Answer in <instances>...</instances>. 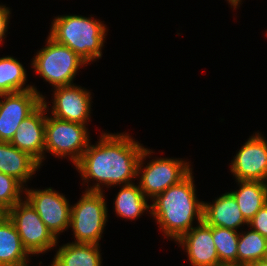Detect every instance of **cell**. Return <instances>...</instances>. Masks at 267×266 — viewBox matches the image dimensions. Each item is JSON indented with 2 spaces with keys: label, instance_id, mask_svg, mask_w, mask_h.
I'll use <instances>...</instances> for the list:
<instances>
[{
  "label": "cell",
  "instance_id": "1",
  "mask_svg": "<svg viewBox=\"0 0 267 266\" xmlns=\"http://www.w3.org/2000/svg\"><path fill=\"white\" fill-rule=\"evenodd\" d=\"M99 138L95 145L89 144L74 165L82 176L83 185L90 180L97 182L90 188L88 183L86 191L102 192V185L109 188L133 183L132 179L138 178L137 168L143 145L128 133H102Z\"/></svg>",
  "mask_w": 267,
  "mask_h": 266
},
{
  "label": "cell",
  "instance_id": "2",
  "mask_svg": "<svg viewBox=\"0 0 267 266\" xmlns=\"http://www.w3.org/2000/svg\"><path fill=\"white\" fill-rule=\"evenodd\" d=\"M192 173L157 195L150 204L151 216L165 236L175 242L190 231L195 217L198 224L203 221V201L196 197Z\"/></svg>",
  "mask_w": 267,
  "mask_h": 266
},
{
  "label": "cell",
  "instance_id": "3",
  "mask_svg": "<svg viewBox=\"0 0 267 266\" xmlns=\"http://www.w3.org/2000/svg\"><path fill=\"white\" fill-rule=\"evenodd\" d=\"M49 37L69 47L88 64L102 57L107 28L102 21L79 15L57 16L52 21Z\"/></svg>",
  "mask_w": 267,
  "mask_h": 266
},
{
  "label": "cell",
  "instance_id": "4",
  "mask_svg": "<svg viewBox=\"0 0 267 266\" xmlns=\"http://www.w3.org/2000/svg\"><path fill=\"white\" fill-rule=\"evenodd\" d=\"M47 45L32 60L34 72L54 87L72 85L81 66L88 64L69 47L55 42L48 36Z\"/></svg>",
  "mask_w": 267,
  "mask_h": 266
},
{
  "label": "cell",
  "instance_id": "5",
  "mask_svg": "<svg viewBox=\"0 0 267 266\" xmlns=\"http://www.w3.org/2000/svg\"><path fill=\"white\" fill-rule=\"evenodd\" d=\"M103 192L85 190L79 201L71 206L69 227L76 238L74 243L99 245L108 221V209Z\"/></svg>",
  "mask_w": 267,
  "mask_h": 266
},
{
  "label": "cell",
  "instance_id": "6",
  "mask_svg": "<svg viewBox=\"0 0 267 266\" xmlns=\"http://www.w3.org/2000/svg\"><path fill=\"white\" fill-rule=\"evenodd\" d=\"M153 151L144 148L141 154L137 177L139 176V188L147 198L153 200L157 195L163 193L168 187L179 183L191 171L189 162L172 158H156L150 160L145 167L143 161ZM144 169H143V168Z\"/></svg>",
  "mask_w": 267,
  "mask_h": 266
},
{
  "label": "cell",
  "instance_id": "7",
  "mask_svg": "<svg viewBox=\"0 0 267 266\" xmlns=\"http://www.w3.org/2000/svg\"><path fill=\"white\" fill-rule=\"evenodd\" d=\"M85 124L46 115L45 150L58 158L69 157L75 165L90 144Z\"/></svg>",
  "mask_w": 267,
  "mask_h": 266
},
{
  "label": "cell",
  "instance_id": "8",
  "mask_svg": "<svg viewBox=\"0 0 267 266\" xmlns=\"http://www.w3.org/2000/svg\"><path fill=\"white\" fill-rule=\"evenodd\" d=\"M17 230L23 247L31 255L57 246L58 239L47 228L33 206L24 198L5 213Z\"/></svg>",
  "mask_w": 267,
  "mask_h": 266
},
{
  "label": "cell",
  "instance_id": "9",
  "mask_svg": "<svg viewBox=\"0 0 267 266\" xmlns=\"http://www.w3.org/2000/svg\"><path fill=\"white\" fill-rule=\"evenodd\" d=\"M25 199L33 206L47 228L58 239L70 226L71 205L65 195L52 187L46 189L24 188Z\"/></svg>",
  "mask_w": 267,
  "mask_h": 266
},
{
  "label": "cell",
  "instance_id": "10",
  "mask_svg": "<svg viewBox=\"0 0 267 266\" xmlns=\"http://www.w3.org/2000/svg\"><path fill=\"white\" fill-rule=\"evenodd\" d=\"M0 98V141L10 142L23 119L42 103V97L31 89L0 94Z\"/></svg>",
  "mask_w": 267,
  "mask_h": 266
},
{
  "label": "cell",
  "instance_id": "11",
  "mask_svg": "<svg viewBox=\"0 0 267 266\" xmlns=\"http://www.w3.org/2000/svg\"><path fill=\"white\" fill-rule=\"evenodd\" d=\"M258 132L245 142L231 163L235 179L267 183V140Z\"/></svg>",
  "mask_w": 267,
  "mask_h": 266
},
{
  "label": "cell",
  "instance_id": "12",
  "mask_svg": "<svg viewBox=\"0 0 267 266\" xmlns=\"http://www.w3.org/2000/svg\"><path fill=\"white\" fill-rule=\"evenodd\" d=\"M45 97L42 103L19 125L10 143L19 150L29 153L42 166L45 159V124L49 106Z\"/></svg>",
  "mask_w": 267,
  "mask_h": 266
},
{
  "label": "cell",
  "instance_id": "13",
  "mask_svg": "<svg viewBox=\"0 0 267 266\" xmlns=\"http://www.w3.org/2000/svg\"><path fill=\"white\" fill-rule=\"evenodd\" d=\"M91 92L77 85L54 88L53 117L87 125L91 114Z\"/></svg>",
  "mask_w": 267,
  "mask_h": 266
},
{
  "label": "cell",
  "instance_id": "14",
  "mask_svg": "<svg viewBox=\"0 0 267 266\" xmlns=\"http://www.w3.org/2000/svg\"><path fill=\"white\" fill-rule=\"evenodd\" d=\"M177 243L186 250L191 266H220L212 238V226L204 221L192 227Z\"/></svg>",
  "mask_w": 267,
  "mask_h": 266
},
{
  "label": "cell",
  "instance_id": "15",
  "mask_svg": "<svg viewBox=\"0 0 267 266\" xmlns=\"http://www.w3.org/2000/svg\"><path fill=\"white\" fill-rule=\"evenodd\" d=\"M203 221L209 226L224 227L238 231L242 225L248 226L236 199L230 193H224L213 204L203 202Z\"/></svg>",
  "mask_w": 267,
  "mask_h": 266
},
{
  "label": "cell",
  "instance_id": "16",
  "mask_svg": "<svg viewBox=\"0 0 267 266\" xmlns=\"http://www.w3.org/2000/svg\"><path fill=\"white\" fill-rule=\"evenodd\" d=\"M40 168V163L29 153L19 150L10 142L0 141V170L15 177L23 185Z\"/></svg>",
  "mask_w": 267,
  "mask_h": 266
},
{
  "label": "cell",
  "instance_id": "17",
  "mask_svg": "<svg viewBox=\"0 0 267 266\" xmlns=\"http://www.w3.org/2000/svg\"><path fill=\"white\" fill-rule=\"evenodd\" d=\"M14 224L6 214L0 218V266H21L29 262Z\"/></svg>",
  "mask_w": 267,
  "mask_h": 266
},
{
  "label": "cell",
  "instance_id": "18",
  "mask_svg": "<svg viewBox=\"0 0 267 266\" xmlns=\"http://www.w3.org/2000/svg\"><path fill=\"white\" fill-rule=\"evenodd\" d=\"M239 190L230 191L247 222L267 203V183L238 180Z\"/></svg>",
  "mask_w": 267,
  "mask_h": 266
},
{
  "label": "cell",
  "instance_id": "19",
  "mask_svg": "<svg viewBox=\"0 0 267 266\" xmlns=\"http://www.w3.org/2000/svg\"><path fill=\"white\" fill-rule=\"evenodd\" d=\"M100 246L96 244H64L54 256L56 266H102Z\"/></svg>",
  "mask_w": 267,
  "mask_h": 266
},
{
  "label": "cell",
  "instance_id": "20",
  "mask_svg": "<svg viewBox=\"0 0 267 266\" xmlns=\"http://www.w3.org/2000/svg\"><path fill=\"white\" fill-rule=\"evenodd\" d=\"M148 198L143 194L139 185L130 183L122 185L114 200L116 214L127 220L138 219L145 211L151 212Z\"/></svg>",
  "mask_w": 267,
  "mask_h": 266
},
{
  "label": "cell",
  "instance_id": "21",
  "mask_svg": "<svg viewBox=\"0 0 267 266\" xmlns=\"http://www.w3.org/2000/svg\"><path fill=\"white\" fill-rule=\"evenodd\" d=\"M26 70L17 58L5 56L0 58V94L15 93L34 89L43 98L36 87L26 85Z\"/></svg>",
  "mask_w": 267,
  "mask_h": 266
},
{
  "label": "cell",
  "instance_id": "22",
  "mask_svg": "<svg viewBox=\"0 0 267 266\" xmlns=\"http://www.w3.org/2000/svg\"><path fill=\"white\" fill-rule=\"evenodd\" d=\"M267 252V239L259 232L249 230L239 233L237 245V266L264 260Z\"/></svg>",
  "mask_w": 267,
  "mask_h": 266
},
{
  "label": "cell",
  "instance_id": "23",
  "mask_svg": "<svg viewBox=\"0 0 267 266\" xmlns=\"http://www.w3.org/2000/svg\"><path fill=\"white\" fill-rule=\"evenodd\" d=\"M239 231L212 226V238L215 244L220 266H237V245Z\"/></svg>",
  "mask_w": 267,
  "mask_h": 266
},
{
  "label": "cell",
  "instance_id": "24",
  "mask_svg": "<svg viewBox=\"0 0 267 266\" xmlns=\"http://www.w3.org/2000/svg\"><path fill=\"white\" fill-rule=\"evenodd\" d=\"M23 185L15 177L0 173V210L9 211L16 203L22 201L21 196L25 190ZM21 193V194H20Z\"/></svg>",
  "mask_w": 267,
  "mask_h": 266
},
{
  "label": "cell",
  "instance_id": "25",
  "mask_svg": "<svg viewBox=\"0 0 267 266\" xmlns=\"http://www.w3.org/2000/svg\"><path fill=\"white\" fill-rule=\"evenodd\" d=\"M248 226L267 239V203L248 222Z\"/></svg>",
  "mask_w": 267,
  "mask_h": 266
},
{
  "label": "cell",
  "instance_id": "26",
  "mask_svg": "<svg viewBox=\"0 0 267 266\" xmlns=\"http://www.w3.org/2000/svg\"><path fill=\"white\" fill-rule=\"evenodd\" d=\"M10 9L4 5H0V44L5 39V33L8 31L7 26L10 20ZM5 36V37H4Z\"/></svg>",
  "mask_w": 267,
  "mask_h": 266
},
{
  "label": "cell",
  "instance_id": "27",
  "mask_svg": "<svg viewBox=\"0 0 267 266\" xmlns=\"http://www.w3.org/2000/svg\"><path fill=\"white\" fill-rule=\"evenodd\" d=\"M245 266H267V262L265 260H260V261L248 263Z\"/></svg>",
  "mask_w": 267,
  "mask_h": 266
},
{
  "label": "cell",
  "instance_id": "28",
  "mask_svg": "<svg viewBox=\"0 0 267 266\" xmlns=\"http://www.w3.org/2000/svg\"><path fill=\"white\" fill-rule=\"evenodd\" d=\"M229 2V4L231 5V7L233 6V8H237V6L239 7V4H241L240 2H242L241 0H227Z\"/></svg>",
  "mask_w": 267,
  "mask_h": 266
},
{
  "label": "cell",
  "instance_id": "29",
  "mask_svg": "<svg viewBox=\"0 0 267 266\" xmlns=\"http://www.w3.org/2000/svg\"><path fill=\"white\" fill-rule=\"evenodd\" d=\"M21 266H28V264L26 263V264H24V265H21ZM51 266H56V264L52 261V264H51Z\"/></svg>",
  "mask_w": 267,
  "mask_h": 266
},
{
  "label": "cell",
  "instance_id": "30",
  "mask_svg": "<svg viewBox=\"0 0 267 266\" xmlns=\"http://www.w3.org/2000/svg\"><path fill=\"white\" fill-rule=\"evenodd\" d=\"M5 214L2 210H0V218Z\"/></svg>",
  "mask_w": 267,
  "mask_h": 266
},
{
  "label": "cell",
  "instance_id": "31",
  "mask_svg": "<svg viewBox=\"0 0 267 266\" xmlns=\"http://www.w3.org/2000/svg\"><path fill=\"white\" fill-rule=\"evenodd\" d=\"M264 260L267 262V252H266V255H265V258H264Z\"/></svg>",
  "mask_w": 267,
  "mask_h": 266
}]
</instances>
